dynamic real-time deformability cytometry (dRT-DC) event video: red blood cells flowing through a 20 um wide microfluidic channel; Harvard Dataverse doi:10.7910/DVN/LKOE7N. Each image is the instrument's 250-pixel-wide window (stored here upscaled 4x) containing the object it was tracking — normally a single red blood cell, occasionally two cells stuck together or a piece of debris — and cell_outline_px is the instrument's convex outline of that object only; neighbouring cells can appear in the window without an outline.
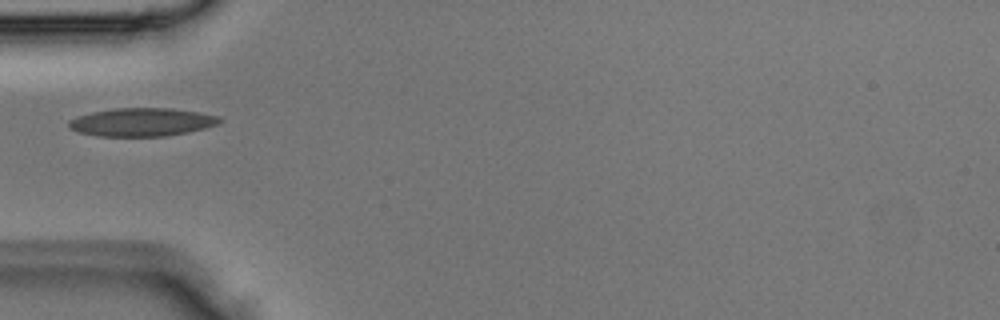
{"species": "Egyptian fruit bat (a non-hibernating species)", "species_latin": "Rousettus aegyptiacus", "temperature_condition": "room temperature", "stored_images_in_passage": 1, "camera_frame_rate_fps": 3000, "um_per_image_px": 0.085, "animal": {"sex": "male"}, "frame": {"image": 1, "passage_image": 1, "time_ms": 0.0, "image_size_px": [1000, 320], "cell_outline_px": [[224, 120], [216, 124], [204, 128], [164, 136], [96, 136], [80, 132], [68, 128], [68, 120], [76, 116], [92, 112], [112, 108], [172, 108], [200, 112], [220, 116]], "centroid_in_image_um": [12.03, 10.36], "position_along_channel_um": 73.0, "area_um2": 24.85}}